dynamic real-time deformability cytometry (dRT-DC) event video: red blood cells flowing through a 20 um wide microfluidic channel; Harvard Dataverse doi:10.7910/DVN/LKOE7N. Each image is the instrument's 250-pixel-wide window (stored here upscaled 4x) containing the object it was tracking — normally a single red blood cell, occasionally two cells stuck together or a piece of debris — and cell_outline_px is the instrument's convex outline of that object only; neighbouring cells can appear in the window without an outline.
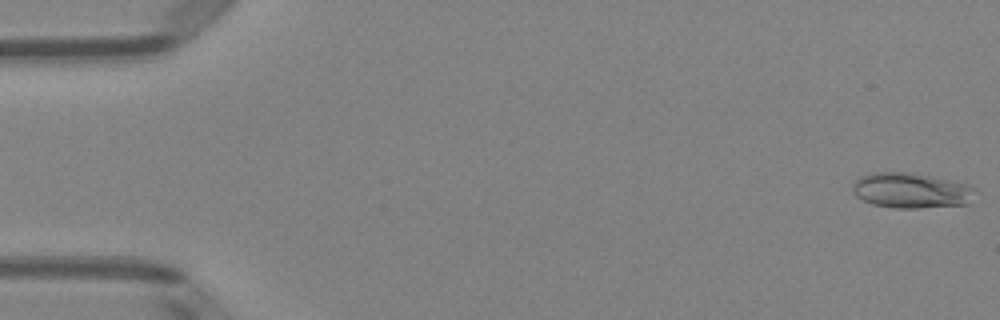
{"species": "Egyptian fruit bat (a non-hibernating species)", "species_latin": "Rousettus aegyptiacus", "temperature_condition": "room temperature", "stored_images_in_passage": 51, "camera_frame_rate_fps": 3000, "um_per_image_px": 0.085, "animal": {"sex": "female"}, "frame": {"image": 1, "passage_image": 1, "time_ms": 0.0, "image_size_px": [1000, 320], "cell_outline_px": [[976, 188], [968, 204], [916, 208], [896, 208], [872, 204], [856, 196], [852, 192], [852, 184], [860, 176], [868, 172], [908, 172], [932, 176], [968, 184]], "centroid_in_image_um": [77.41, 16.18], "position_along_channel_um": 7.6, "area_um2": 25.32}}
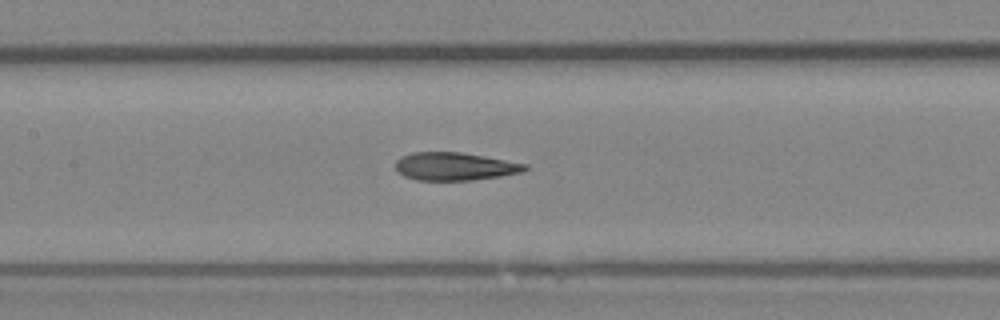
{"frame": {"image": 2, "passage_image": 24, "time_ms": 7.667, "image_size_px": [1000, 320], "cell_outline_px": [[528, 168], [524, 172], [500, 176], [472, 180], [416, 180], [404, 176], [396, 168], [396, 160], [400, 156], [412, 152], [460, 152], [484, 156], [528, 164]], "centroid_in_image_um": [38.67, 14.14], "position_along_channel_um": 168.7, "area_um2": 21.1}}
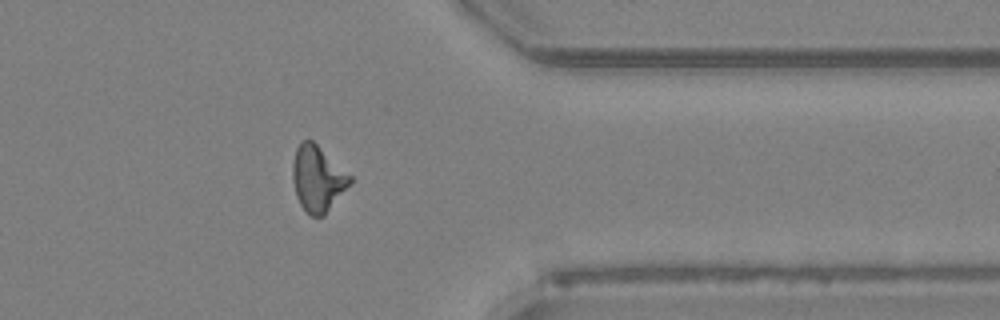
{"frame": {"image": 3, "passage_image": 41, "time_ms": 13.333, "image_size_px": [1000, 320], "cell_outline_px": [[352, 184], [324, 216], [312, 216], [300, 204], [296, 196], [292, 180], [292, 164], [296, 148], [300, 140], [312, 140], [352, 176]], "centroid_in_image_um": [27.01, 15.18], "position_along_channel_um": 384.4, "area_um2": 22.14}, "authors_computed_cell_mechanics": {"area_um2": 21.8484, "velocity_mm_per_s": 4.0071, "shape_relaxation_time_tau1_ms": 6.0882, "shape_relaxation_time_tau2_ms": 2.5251, "deformation_change_tau1": 0.2134, "deformation_change_tau2": 0.1331}}